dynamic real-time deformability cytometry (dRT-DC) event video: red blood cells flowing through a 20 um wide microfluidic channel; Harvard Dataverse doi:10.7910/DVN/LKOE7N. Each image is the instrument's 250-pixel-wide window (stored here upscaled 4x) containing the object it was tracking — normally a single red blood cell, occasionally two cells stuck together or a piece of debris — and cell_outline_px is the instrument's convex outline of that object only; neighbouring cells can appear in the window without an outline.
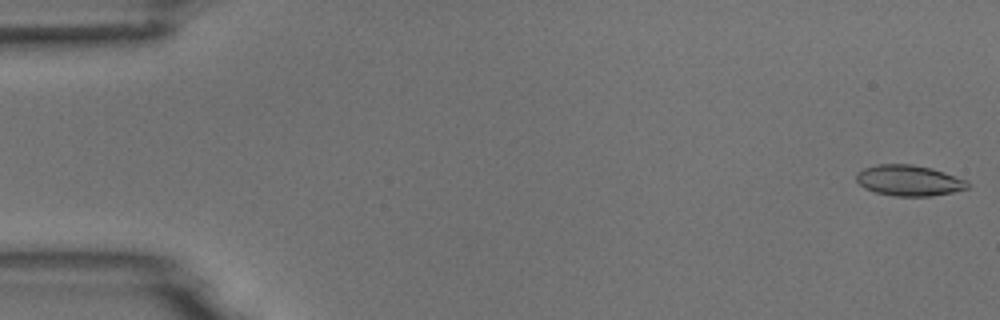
{"species": "common noctule bat (a hibernating species)", "species_latin": "Nyctalus noctula", "temperature_condition": "room temperature", "stored_images_in_passage": 15, "camera_frame_rate_fps": 3000, "um_per_image_px": 0.085, "animal": {"sex": "male", "body_mass_g": 18.8}, "frame": {"image": 1, "passage_image": 1, "time_ms": 0.0, "image_size_px": [1000, 320], "cell_outline_px": [[968, 188], [952, 192], [932, 196], [896, 196], [876, 192], [864, 188], [856, 180], [856, 172], [864, 168], [880, 164], [908, 164], [932, 168], [968, 180]], "centroid_in_image_um": [77.26, 15.34], "position_along_channel_um": 7.7, "area_um2": 19.88}}
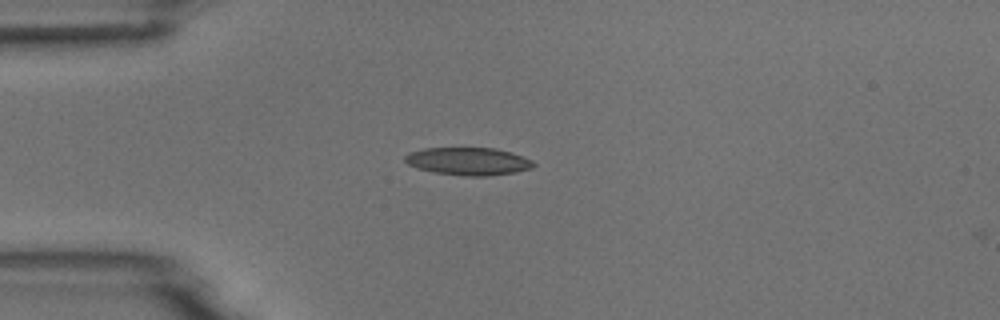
{"frame": {"image": 2, "passage_image": 14, "time_ms": 4.333, "image_size_px": [1000, 320], "cell_outline_px": [[536, 164], [532, 168], [516, 172], [488, 176], [464, 176], [432, 172], [416, 168], [408, 164], [404, 160], [404, 156], [408, 152], [424, 148], [496, 148], [512, 152], [532, 160]], "centroid_in_image_um": [39.79, 13.71], "position_along_channel_um": 45.2, "area_um2": 20.98}}